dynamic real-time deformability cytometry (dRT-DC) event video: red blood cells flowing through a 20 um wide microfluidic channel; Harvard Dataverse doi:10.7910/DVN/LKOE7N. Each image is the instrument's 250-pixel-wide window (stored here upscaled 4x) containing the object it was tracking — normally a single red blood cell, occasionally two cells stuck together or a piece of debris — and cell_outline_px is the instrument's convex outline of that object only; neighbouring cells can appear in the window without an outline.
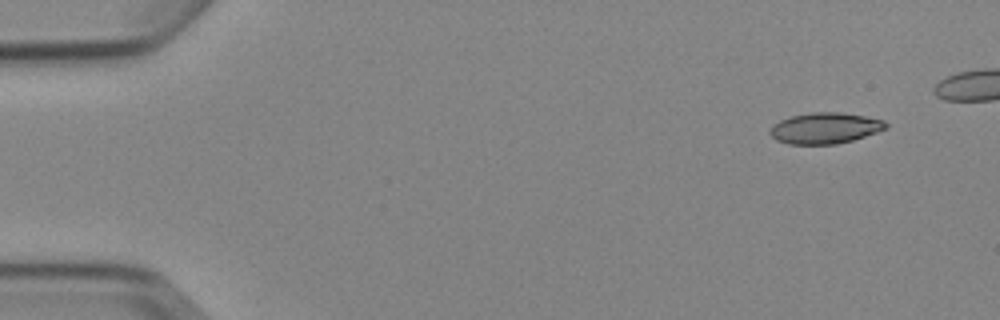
{"species": "Egyptian fruit bat (a non-hibernating species)", "species_latin": "Rousettus aegyptiacus", "temperature_condition": "cold", "stored_images_in_passage": 6, "camera_frame_rate_fps": 3000, "um_per_image_px": 0.085, "animal": {"sex": "female"}, "frame": {"image": 1, "passage_image": 1, "time_ms": 0.0, "image_size_px": [1000, 320], "cell_outline_px": [[888, 128], [852, 140], [836, 144], [788, 144], [776, 140], [768, 132], [772, 124], [780, 120], [792, 116], [812, 112], [840, 112], [864, 116], [884, 120], [888, 124]], "centroid_in_image_um": [70.1, 10.89], "position_along_channel_um": 14.9, "area_um2": 20.92}}
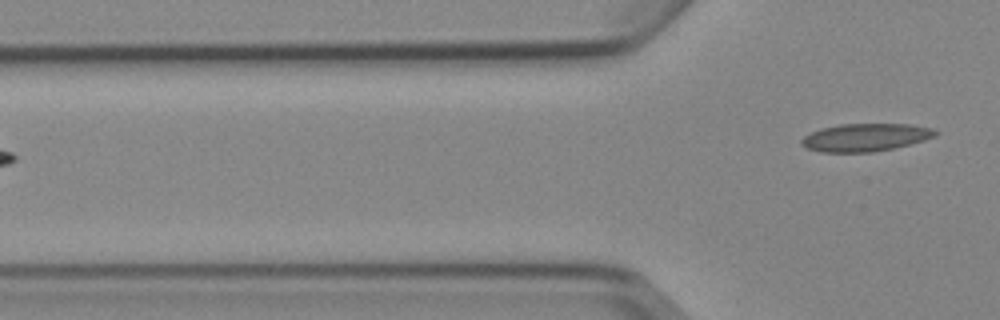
{"frame": {"image": 2, "passage_image": 6, "time_ms": 6.0, "image_size_px": [1000, 320], "cell_outline_px": [[940, 132], [936, 136], [924, 140], [892, 148], [872, 152], [820, 152], [808, 148], [800, 144], [800, 140], [804, 136], [812, 132], [824, 128], [840, 124], [908, 124], [932, 128]], "centroid_in_image_um": [73.57, 11.68], "position_along_channel_um": 52.2, "area_um2": 21.5}}